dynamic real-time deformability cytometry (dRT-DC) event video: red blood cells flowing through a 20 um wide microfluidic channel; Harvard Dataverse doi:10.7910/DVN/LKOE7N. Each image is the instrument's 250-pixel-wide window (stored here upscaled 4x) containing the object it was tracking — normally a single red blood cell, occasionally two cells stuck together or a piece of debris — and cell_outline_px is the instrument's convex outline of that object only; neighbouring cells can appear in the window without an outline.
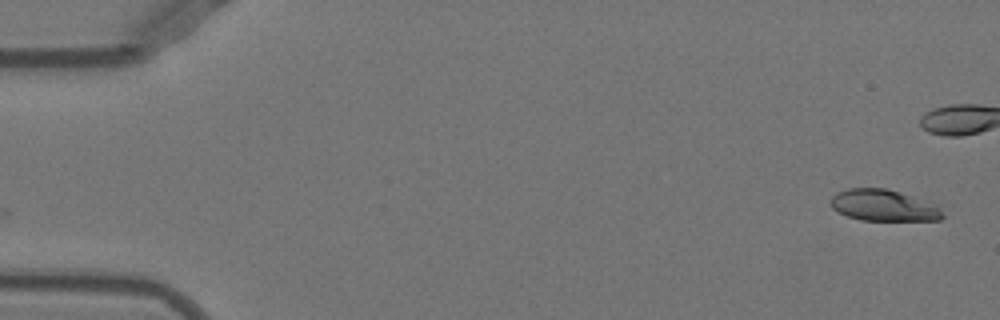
{"species": "Egyptian fruit bat (a non-hibernating species)", "species_latin": "Rousettus aegyptiacus", "temperature_condition": "warm", "stored_images_in_passage": 40, "camera_frame_rate_fps": 3000, "um_per_image_px": 0.085, "animal": {"sex": "female"}, "frame": {"image": 1, "passage_image": 1, "time_ms": 0.0, "image_size_px": [1000, 320], "cell_outline_px": [[944, 216], [940, 220], [860, 220], [836, 212], [832, 208], [828, 200], [836, 192], [848, 188], [884, 188], [908, 196], [940, 208]], "centroid_in_image_um": [74.98, 17.47], "position_along_channel_um": 10.0, "area_um2": 20.06}}
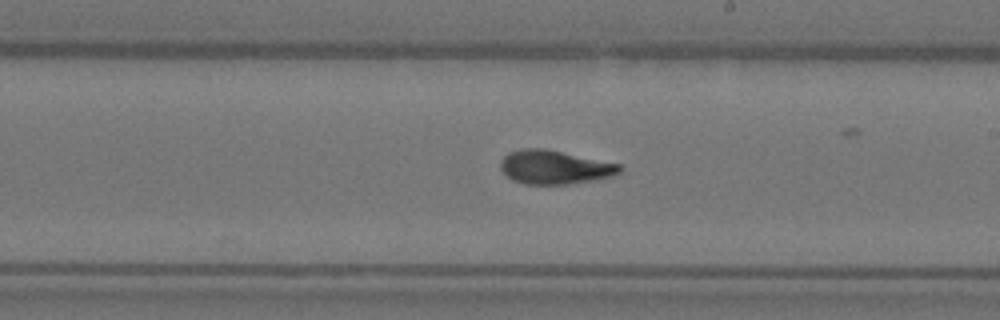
{"frame": {"image": 2, "passage_image": 29, "time_ms": 9.333, "image_size_px": [1000, 320], "cell_outline_px": [[624, 168], [620, 172], [612, 176], [596, 180], [568, 184], [524, 184], [512, 180], [500, 168], [500, 160], [508, 152], [520, 148], [544, 148], [620, 164]], "centroid_in_image_um": [47.13, 14.21], "position_along_channel_um": 241.9, "area_um2": 23.58}}
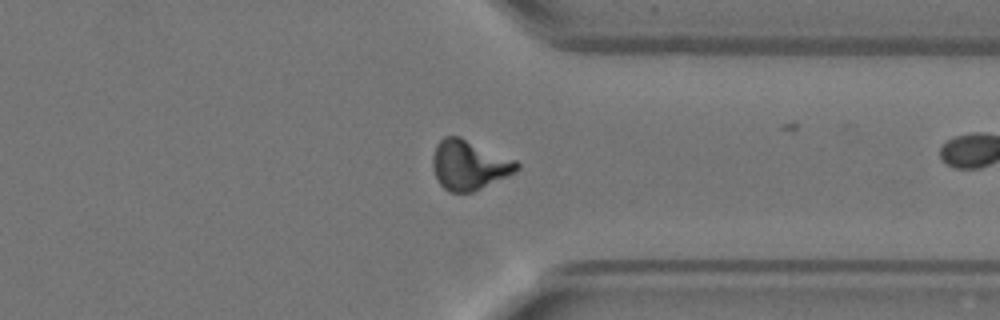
{"frame": {"image": 3, "passage_image": 39, "time_ms": 12.667, "image_size_px": [1000, 320], "cell_outline_px": [[520, 168], [516, 172], [508, 176], [472, 192], [448, 192], [440, 184], [432, 168], [432, 156], [436, 144], [444, 136], [460, 136], [516, 160], [520, 164]], "centroid_in_image_um": [39.87, 14.01], "position_along_channel_um": 371.5, "area_um2": 24.45}}